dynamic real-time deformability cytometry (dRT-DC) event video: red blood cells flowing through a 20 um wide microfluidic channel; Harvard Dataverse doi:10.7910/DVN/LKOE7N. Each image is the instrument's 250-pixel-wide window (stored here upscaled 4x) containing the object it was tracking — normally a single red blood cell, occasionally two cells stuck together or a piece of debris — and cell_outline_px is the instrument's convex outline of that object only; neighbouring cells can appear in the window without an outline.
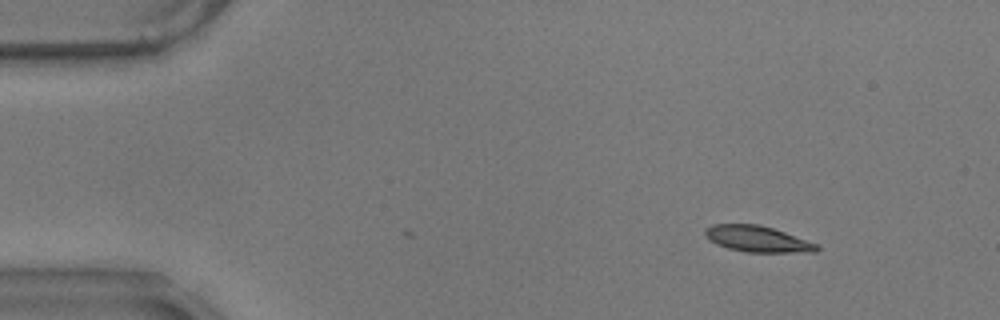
{"species": "common noctule bat (a hibernating species)", "species_latin": "Nyctalus noctula", "temperature_condition": "warm", "stored_images_in_passage": 39, "camera_frame_rate_fps": 3000, "um_per_image_px": 0.085, "animal": {"sex": "male", "body_mass_g": 17.9}, "frame": {"image": 1, "passage_image": 1, "time_ms": 0.0, "image_size_px": [1000, 320], "cell_outline_px": [[820, 248], [816, 252], [748, 252], [728, 248], [716, 244], [704, 232], [704, 228], [712, 224], [760, 224], [784, 232], [816, 244]], "centroid_in_image_um": [64.37, 20.3], "position_along_channel_um": 20.6, "area_um2": 16.7}}
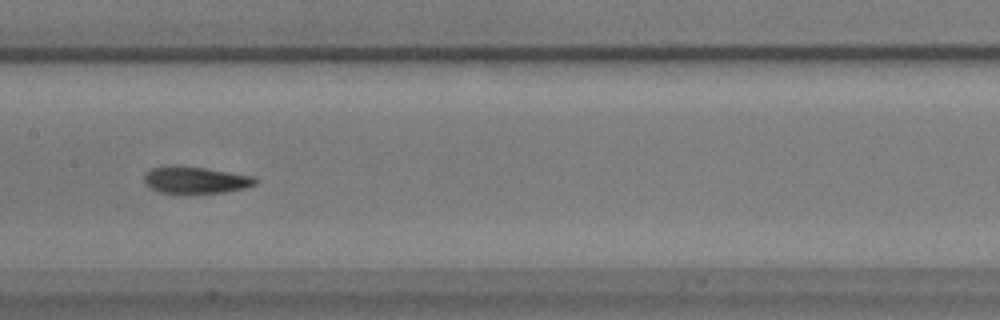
{"frame": {"image": 2, "passage_image": 23, "time_ms": 7.333, "image_size_px": [1000, 320], "cell_outline_px": [[260, 180], [256, 184], [244, 188], [224, 192], [160, 192], [144, 184], [144, 172], [152, 168], [172, 164], [204, 168], [252, 176]], "centroid_in_image_um": [16.58, 15.27], "position_along_channel_um": 190.8, "area_um2": 17.22}}
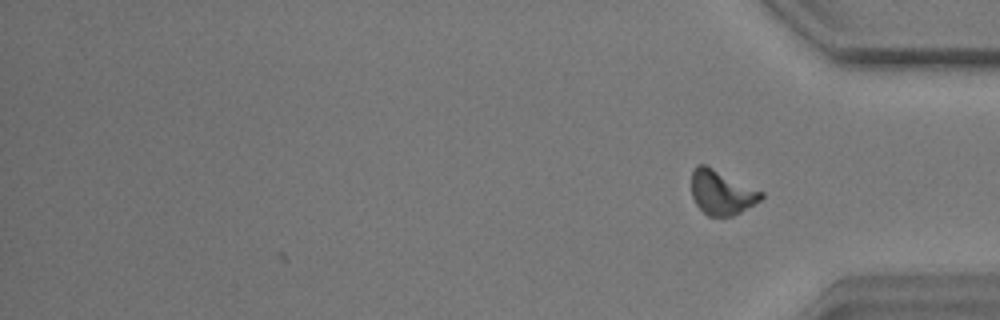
{"frame": {"image": 3, "passage_image": 39, "time_ms": 12.667, "image_size_px": [1000, 320], "cell_outline_px": [[764, 196], [760, 200], [740, 212], [732, 216], [708, 216], [696, 204], [692, 196], [692, 172], [696, 164], [704, 164], [764, 192]], "centroid_in_image_um": [61.33, 16.36], "position_along_channel_um": 373.9, "area_um2": 17.8}, "authors_computed_cell_mechanics": {"area_um2": 17.3978, "velocity_mm_per_s": 3.495, "shape_relaxation_time_tau1_ms": 5.1852, "shape_relaxation_time_tau2_ms": 3.0349, "deformation_change_tau1": 0.1688, "deformation_change_tau2": 0.0952}}